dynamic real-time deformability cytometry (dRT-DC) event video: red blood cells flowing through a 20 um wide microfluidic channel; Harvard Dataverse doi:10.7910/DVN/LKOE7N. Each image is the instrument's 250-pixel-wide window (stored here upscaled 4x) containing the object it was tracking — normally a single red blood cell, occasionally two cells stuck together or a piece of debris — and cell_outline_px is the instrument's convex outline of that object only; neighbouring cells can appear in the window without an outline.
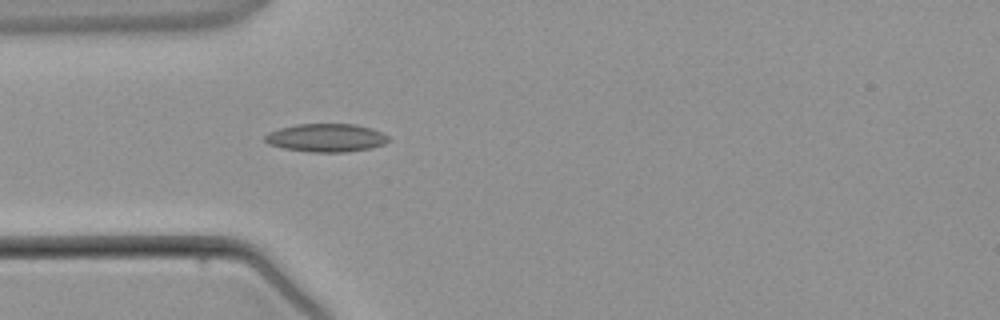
{"species": "common noctule bat (a hibernating species)", "species_latin": "Nyctalus noctula", "temperature_condition": "warm", "stored_images_in_passage": 2, "camera_frame_rate_fps": 3000, "um_per_image_px": 0.085, "animal": {"sex": "male", "body_mass_g": 21.5, "forearm_length_mm": 52.0}, "frame": {"image": 1, "passage_image": 2, "time_ms": 2.0, "image_size_px": [1000, 320], "cell_outline_px": [[392, 140], [384, 144], [372, 148], [348, 152], [312, 152], [284, 148], [268, 144], [264, 140], [264, 136], [268, 132], [280, 128], [296, 124], [356, 124], [372, 128], [388, 136]], "centroid_in_image_um": [27.75, 11.71], "position_along_channel_um": 57.3, "area_um2": 20.46}}